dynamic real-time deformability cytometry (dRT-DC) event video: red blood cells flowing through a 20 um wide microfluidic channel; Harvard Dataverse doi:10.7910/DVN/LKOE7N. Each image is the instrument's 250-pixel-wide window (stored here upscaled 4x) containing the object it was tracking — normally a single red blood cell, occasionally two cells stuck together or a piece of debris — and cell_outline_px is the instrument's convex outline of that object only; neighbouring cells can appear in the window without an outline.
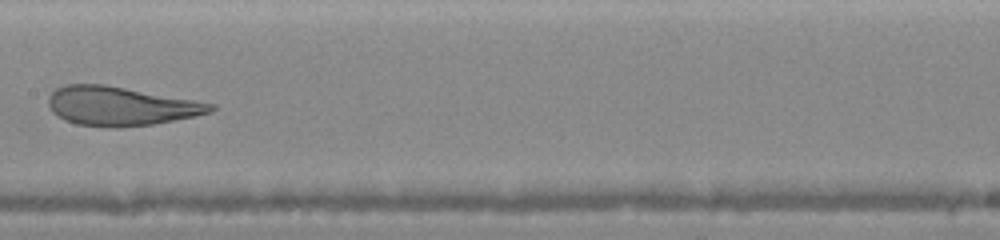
{"species": "human", "species_latin": "Homo sapiens", "temperature_condition": "warm", "stored_images_in_passage": 21, "camera_frame_rate_fps": 3000, "um_per_image_px": 0.085, "donor": {"sex": "female"}, "frame": {"image": 1, "passage_image": 7, "time_ms": 3.333, "image_size_px": [1000, 240], "cell_outline_px": [[216, 108], [212, 112], [196, 116], [152, 124], [120, 128], [104, 128], [76, 124], [64, 120], [56, 116], [52, 112], [48, 104], [48, 96], [56, 88], [68, 84], [104, 84], [216, 104]], "centroid_in_image_um": [10.22, 9.03], "position_along_channel_um": 197.2, "area_um2": 37.05}}
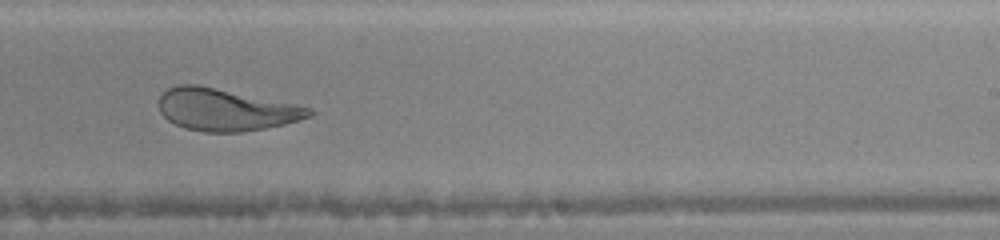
{"frame": {"image": 2, "passage_image": 10, "time_ms": 5.0, "image_size_px": [1000, 240], "cell_outline_px": [[312, 116], [300, 120], [284, 124], [244, 132], [204, 132], [184, 128], [168, 120], [160, 112], [160, 96], [168, 88], [176, 84], [200, 84], [312, 108]], "centroid_in_image_um": [19.16, 9.32], "position_along_channel_um": 269.8, "area_um2": 36.76}}
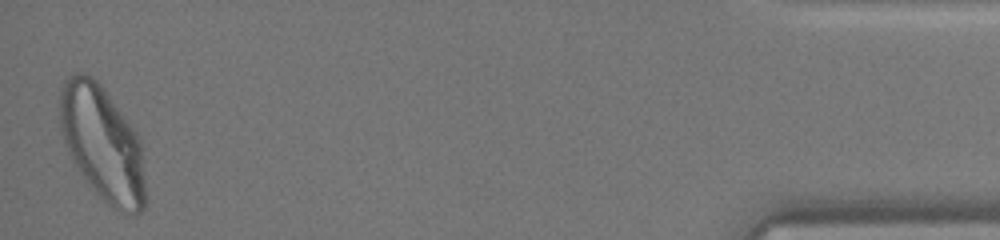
{"frame": {"image": 3, "passage_image": 21, "time_ms": 10.333, "image_size_px": [1000, 240], "cell_outline_px": [[144, 208], [136, 216], [120, 212], [108, 204], [96, 192], [84, 176], [76, 164], [64, 140], [60, 128], [60, 88], [64, 80], [76, 72], [84, 72], [96, 80], [100, 84], [136, 132], [140, 140], [144, 176]], "centroid_in_image_um": [8.71, 12.18], "position_along_channel_um": 426.5, "area_um2": 56.3}}